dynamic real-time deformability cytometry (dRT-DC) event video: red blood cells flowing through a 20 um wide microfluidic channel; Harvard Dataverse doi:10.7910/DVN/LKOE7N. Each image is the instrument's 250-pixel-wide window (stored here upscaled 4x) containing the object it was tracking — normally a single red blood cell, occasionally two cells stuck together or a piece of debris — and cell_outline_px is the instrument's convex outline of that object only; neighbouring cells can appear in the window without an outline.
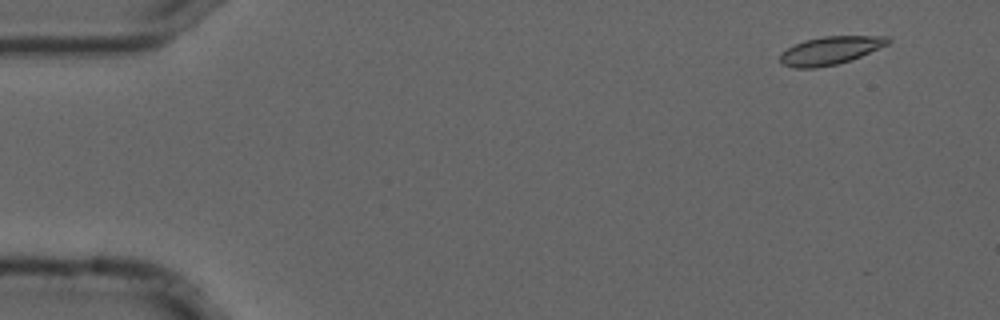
{"species": "common noctule bat (a hibernating species)", "species_latin": "Nyctalus noctula", "temperature_condition": "cold", "stored_images_in_passage": 55, "camera_frame_rate_fps": 3000, "um_per_image_px": 0.085, "animal": {"sex": "male", "forearm_length_mm": 52.5}, "frame": {"image": 1, "passage_image": 4, "time_ms": 1.0, "image_size_px": [1000, 320], "cell_outline_px": [[892, 40], [888, 44], [860, 56], [836, 64], [816, 68], [796, 68], [784, 64], [780, 60], [780, 52], [804, 40], [824, 36], [888, 36]], "centroid_in_image_um": [70.57, 4.28], "position_along_channel_um": 14.4, "area_um2": 17.4}}
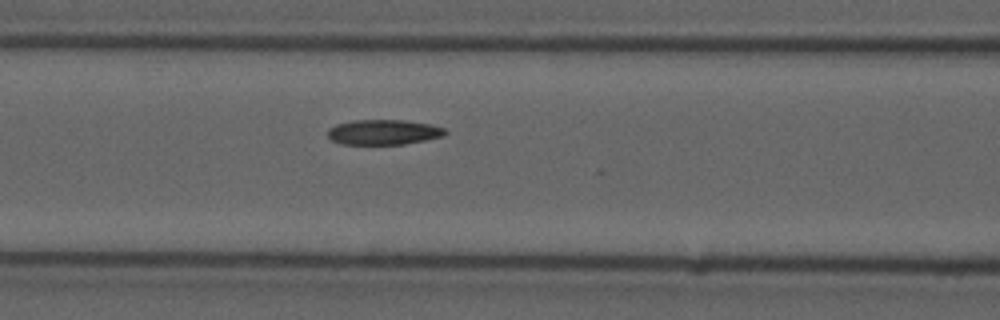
{"frame": {"image": 2, "passage_image": 23, "time_ms": 7.333, "image_size_px": [1000, 320], "cell_outline_px": [[448, 132], [444, 136], [404, 144], [340, 144], [332, 140], [328, 136], [328, 128], [336, 124], [356, 120], [404, 120], [428, 124], [444, 128]], "centroid_in_image_um": [32.59, 11.23], "position_along_channel_um": 134.0, "area_um2": 17.11}}
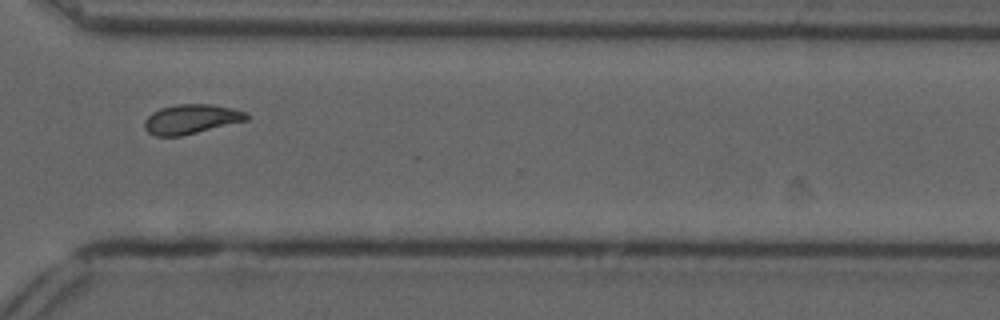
{"frame": {"image": 3, "passage_image": 41, "time_ms": 13.333, "image_size_px": [1000, 320], "cell_outline_px": [[252, 116], [248, 120], [180, 136], [156, 136], [148, 132], [144, 128], [144, 120], [152, 112], [160, 108], [176, 104], [212, 104], [232, 108], [248, 112]], "centroid_in_image_um": [16.28, 10.11], "position_along_channel_um": 354.3, "area_um2": 17.69}, "authors_computed_cell_mechanics": {"area_um2": 17.5134, "velocity_mm_per_s": 3.6746, "shape_relaxation_time_tau1_ms": 8.2651, "shape_relaxation_time_tau2_ms": 3.9432, "deformation_change_tau1": 0.1696, "deformation_change_tau2": 0.0848}}